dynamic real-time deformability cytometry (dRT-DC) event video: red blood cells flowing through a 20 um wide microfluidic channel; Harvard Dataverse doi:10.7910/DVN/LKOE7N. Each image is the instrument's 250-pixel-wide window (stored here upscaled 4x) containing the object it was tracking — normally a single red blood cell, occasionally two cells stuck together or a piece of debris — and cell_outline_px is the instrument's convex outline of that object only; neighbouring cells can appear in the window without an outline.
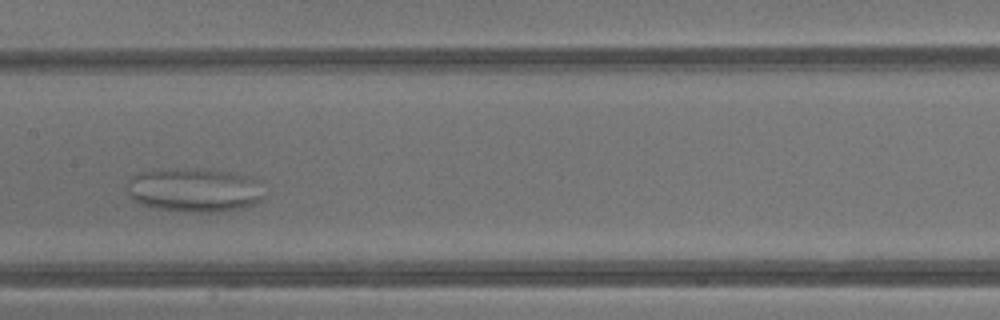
{"species": "common noctule bat (a hibernating species)", "species_latin": "Nyctalus noctula", "temperature_condition": "warm", "stored_images_in_passage": 40, "camera_frame_rate_fps": 3000, "um_per_image_px": 0.085, "animal": {"sex": "male", "body_mass_g": 13.3}, "frame": {"image": 1, "passage_image": 18, "time_ms": 5.667, "image_size_px": [1000, 320], "cell_outline_px": [[264, 196], [256, 204], [240, 208], [212, 212], [188, 212], [156, 208], [132, 200], [128, 192], [128, 180], [132, 176], [140, 172], [176, 168], [204, 168], [228, 172], [248, 176], [256, 180]], "centroid_in_image_um": [16.5, 16.14], "position_along_channel_um": 190.9, "area_um2": 35.03}}
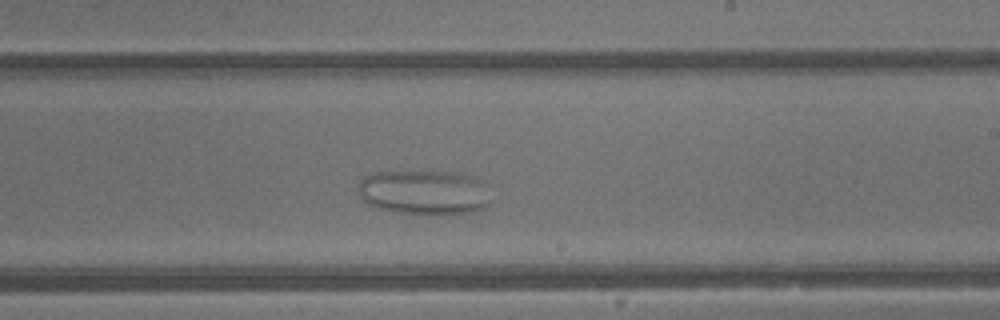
{"frame": {"image": 2, "passage_image": 22, "time_ms": 7.0, "image_size_px": [1000, 320], "cell_outline_px": [[492, 204], [484, 208], [472, 212], [392, 212], [376, 208], [368, 204], [360, 196], [356, 188], [360, 180], [364, 176], [376, 172], [404, 168], [420, 168], [452, 172], [476, 176], [480, 180], [492, 200]], "centroid_in_image_um": [36.0, 16.26], "position_along_channel_um": 253.0, "area_um2": 35.49}}
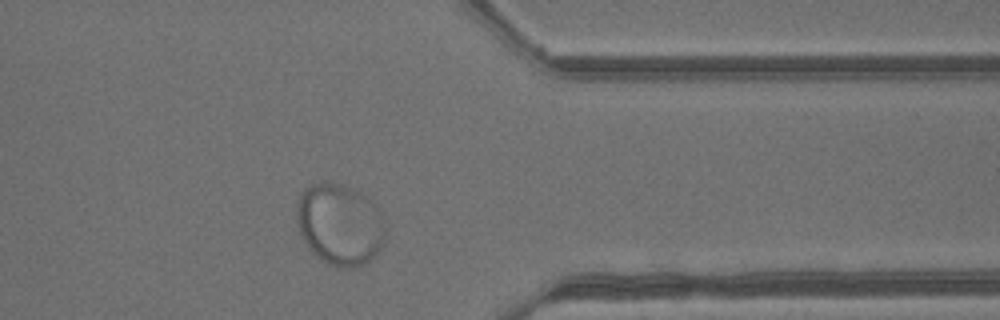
{"frame": {"image": 3, "passage_image": 31, "time_ms": 10.0, "image_size_px": [1000, 320], "cell_outline_px": [[384, 240], [380, 248], [364, 264], [352, 268], [340, 268], [328, 264], [320, 260], [308, 248], [300, 232], [296, 220], [296, 204], [300, 192], [308, 184], [320, 180], [324, 180], [344, 184], [352, 188], [364, 196], [372, 204], [384, 220]], "centroid_in_image_um": [28.81, 19.05], "position_along_channel_um": 382.6, "area_um2": 42.37}}